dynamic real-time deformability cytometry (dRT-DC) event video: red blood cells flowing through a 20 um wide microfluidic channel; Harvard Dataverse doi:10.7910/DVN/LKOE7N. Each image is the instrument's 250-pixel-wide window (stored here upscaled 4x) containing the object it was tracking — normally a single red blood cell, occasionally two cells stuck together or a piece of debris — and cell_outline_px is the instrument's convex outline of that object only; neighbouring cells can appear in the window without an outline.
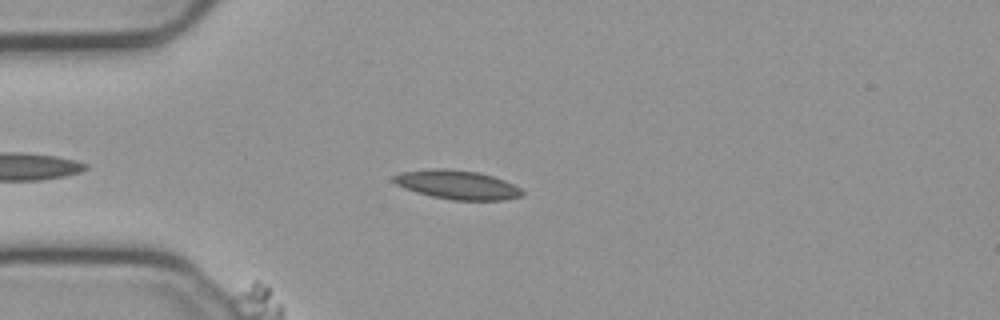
{"species": "common noctule bat (a hibernating species)", "species_latin": "Nyctalus noctula", "temperature_condition": "cold", "stored_images_in_passage": 55, "camera_frame_rate_fps": 3000, "um_per_image_px": 0.085, "animal": {"sex": "male", "body_mass_g": 23.1, "forearm_length_mm": 52.7}, "frame": {"image": 1, "passage_image": 8, "time_ms": 2.333, "image_size_px": [1000, 320], "cell_outline_px": [[524, 196], [504, 200], [452, 200], [432, 196], [416, 192], [404, 188], [396, 184], [392, 180], [392, 176], [400, 172], [432, 168], [448, 168], [480, 172], [504, 180], [520, 188], [524, 192]], "centroid_in_image_um": [38.86, 15.69], "position_along_channel_um": 46.1, "area_um2": 21.91}}